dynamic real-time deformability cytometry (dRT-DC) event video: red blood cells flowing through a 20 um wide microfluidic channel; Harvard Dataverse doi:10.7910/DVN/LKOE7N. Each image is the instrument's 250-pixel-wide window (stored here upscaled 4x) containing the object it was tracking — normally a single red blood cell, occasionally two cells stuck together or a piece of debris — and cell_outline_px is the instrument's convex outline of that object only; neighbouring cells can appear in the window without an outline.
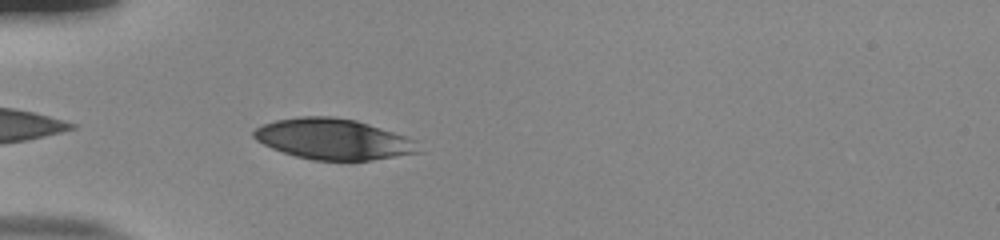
{"species": "human", "species_latin": "Homo sapiens", "temperature_condition": "room temperature", "stored_images_in_passage": 16, "camera_frame_rate_fps": 3000, "um_per_image_px": 0.085, "donor": {"sex": "male"}, "frame": {"image": 1, "passage_image": 2, "time_ms": 0.333, "image_size_px": [1000, 240], "cell_outline_px": [[424, 152], [372, 160], [312, 160], [296, 156], [272, 148], [256, 140], [252, 136], [252, 132], [256, 128], [264, 124], [276, 120], [300, 116], [332, 116], [356, 120], [408, 136], [416, 140]], "centroid_in_image_um": [28.39, 11.82], "position_along_channel_um": 56.6, "area_um2": 39.36}}
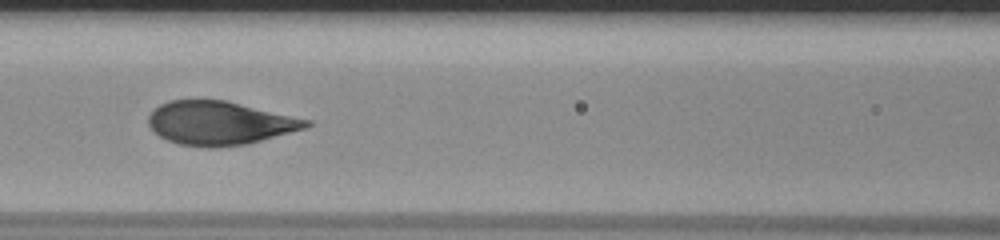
{"frame": {"image": 2, "passage_image": 10, "time_ms": 3.0, "image_size_px": [1000, 240], "cell_outline_px": [[312, 124], [308, 128], [248, 144], [216, 148], [208, 148], [180, 144], [168, 140], [152, 132], [148, 124], [148, 116], [152, 108], [168, 100], [224, 100], [312, 120]], "centroid_in_image_um": [18.67, 10.47], "position_along_channel_um": 147.9, "area_um2": 40.52}}
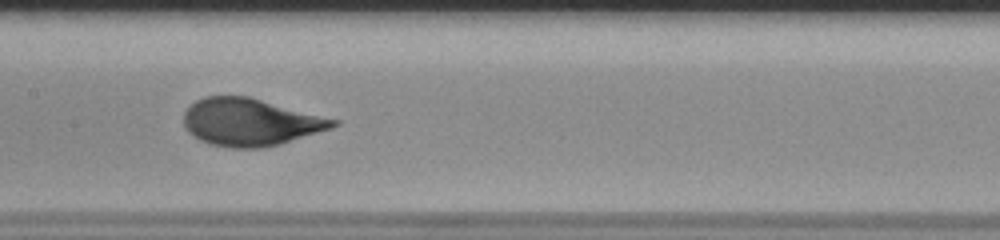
{"frame": {"image": 3, "passage_image": 13, "time_ms": 4.0, "image_size_px": [1000, 240], "cell_outline_px": [[340, 124], [332, 128], [280, 144], [264, 148], [228, 148], [208, 144], [192, 136], [184, 128], [184, 112], [196, 100], [204, 96], [248, 96], [340, 120]], "centroid_in_image_um": [21.27, 10.39], "position_along_channel_um": 186.1, "area_um2": 41.5}}